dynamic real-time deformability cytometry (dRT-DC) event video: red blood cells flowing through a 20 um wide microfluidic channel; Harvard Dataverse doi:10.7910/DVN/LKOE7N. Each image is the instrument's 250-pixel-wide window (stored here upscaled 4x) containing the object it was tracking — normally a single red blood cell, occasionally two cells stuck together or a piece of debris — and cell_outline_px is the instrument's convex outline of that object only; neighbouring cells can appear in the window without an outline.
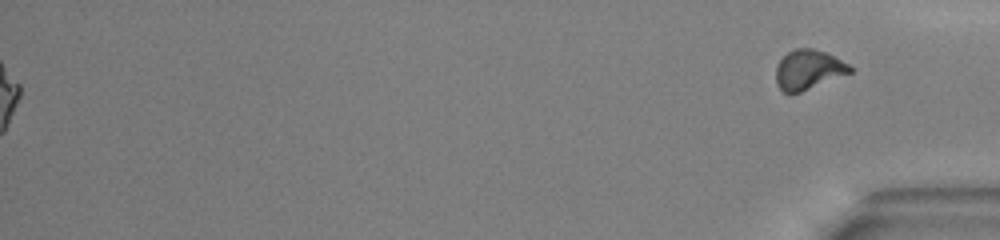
{"species": "common noctule bat (a hibernating species)", "species_latin": "Nyctalus noctula", "temperature_condition": "warm", "stored_images_in_passage": 52, "segment_of_instrument_passage": [2, 2], "camera_frame_rate_fps": 3000, "um_per_image_px": 0.085, "animal": {"sex": "male", "body_mass_g": 13.0, "forearm_length_mm": 53.1}, "frame": {"image": 1, "passage_image": 52, "time_ms": 17.0, "image_size_px": [1000, 240], "cell_outline_px": [[852, 72], [800, 92], [788, 96], [776, 84], [776, 68], [780, 60], [788, 52], [796, 48], [812, 48], [824, 52], [848, 64], [852, 68]], "centroid_in_image_um": [68.67, 5.95], "position_along_channel_um": 366.5, "area_um2": 16.94}}